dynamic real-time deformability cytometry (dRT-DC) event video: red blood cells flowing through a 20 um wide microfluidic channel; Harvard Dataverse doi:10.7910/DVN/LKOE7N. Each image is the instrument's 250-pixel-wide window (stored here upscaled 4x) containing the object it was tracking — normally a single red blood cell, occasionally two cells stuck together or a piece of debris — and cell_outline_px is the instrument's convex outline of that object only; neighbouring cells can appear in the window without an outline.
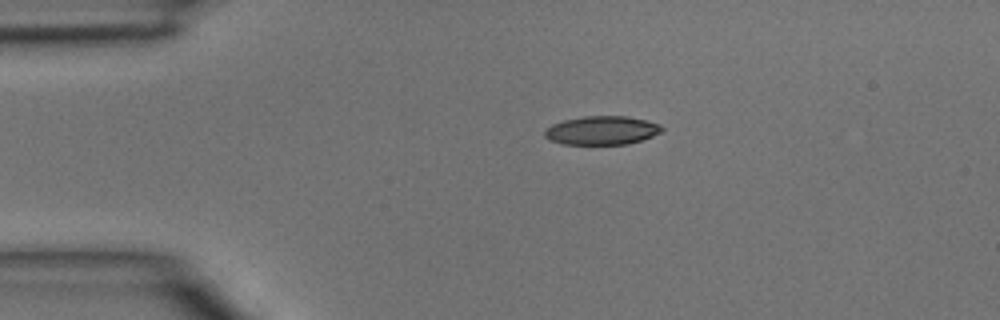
{"species": "common noctule bat (a hibernating species)", "species_latin": "Nyctalus noctula", "temperature_condition": "room temperature", "stored_images_in_passage": 3, "camera_frame_rate_fps": 3000, "um_per_image_px": 0.085, "animal": {"sex": "male", "body_mass_g": 15.6}, "frame": {"image": 1, "passage_image": 1, "time_ms": 0.0, "image_size_px": [1000, 320], "cell_outline_px": [[664, 128], [660, 132], [652, 136], [628, 144], [564, 144], [552, 140], [544, 136], [544, 132], [552, 124], [564, 120], [584, 116], [628, 116], [660, 124]], "centroid_in_image_um": [51.17, 11.08], "position_along_channel_um": 33.8, "area_um2": 19.36}}